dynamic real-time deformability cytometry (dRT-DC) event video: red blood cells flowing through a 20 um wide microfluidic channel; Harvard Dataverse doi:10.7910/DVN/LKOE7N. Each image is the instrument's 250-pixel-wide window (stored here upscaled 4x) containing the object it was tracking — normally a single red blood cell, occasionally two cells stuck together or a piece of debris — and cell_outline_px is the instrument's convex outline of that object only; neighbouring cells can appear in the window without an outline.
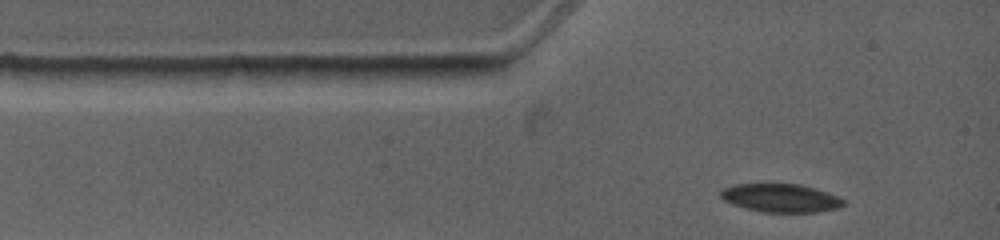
{"species": "common noctule bat (a hibernating species)", "species_latin": "Nyctalus noctula", "temperature_condition": "warm", "stored_images_in_passage": 4, "camera_frame_rate_fps": 4500, "um_per_image_px": 0.085, "animal": {"sex": "female", "body_mass_g": 19.0, "forearm_length_mm": 53.3}, "frame": {"image": 1, "passage_image": 1, "time_ms": 0.0, "image_size_px": [1000, 240], "cell_outline_px": [[844, 204], [836, 208], [816, 212], [760, 212], [732, 204], [724, 200], [720, 196], [720, 192], [724, 188], [736, 184], [800, 184], [836, 196], [844, 200]], "centroid_in_image_um": [66.31, 16.83], "position_along_channel_um": 18.7, "area_um2": 19.94}}
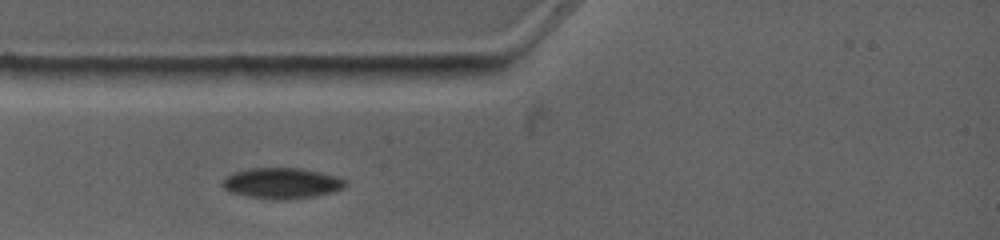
{"frame": {"image": 2, "passage_image": 3, "time_ms": 1.556, "image_size_px": [1000, 240], "cell_outline_px": [[344, 184], [340, 188], [332, 192], [316, 196], [280, 200], [272, 200], [248, 196], [232, 192], [224, 188], [220, 184], [220, 180], [224, 176], [236, 172], [252, 168], [300, 168], [320, 172], [344, 180]], "centroid_in_image_um": [23.85, 15.57], "position_along_channel_um": 61.1, "area_um2": 21.73}}
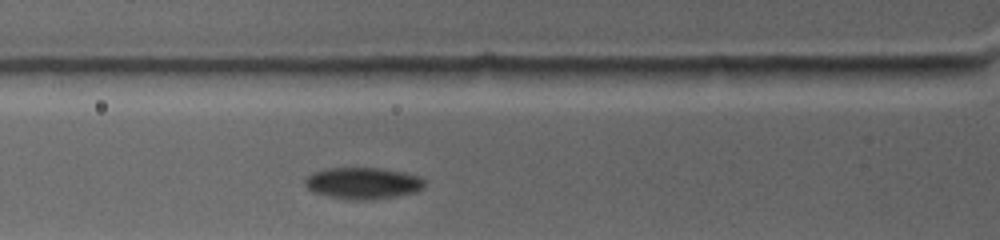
{"frame": {"image": 3, "passage_image": 4, "time_ms": 2.444, "image_size_px": [1000, 240], "cell_outline_px": [[424, 184], [416, 192], [396, 196], [372, 200], [352, 200], [328, 196], [312, 192], [304, 184], [304, 180], [312, 172], [328, 168], [376, 168], [400, 172], [416, 176], [424, 180]], "centroid_in_image_um": [30.78, 15.58], "position_along_channel_um": 95.0, "area_um2": 21.79}}